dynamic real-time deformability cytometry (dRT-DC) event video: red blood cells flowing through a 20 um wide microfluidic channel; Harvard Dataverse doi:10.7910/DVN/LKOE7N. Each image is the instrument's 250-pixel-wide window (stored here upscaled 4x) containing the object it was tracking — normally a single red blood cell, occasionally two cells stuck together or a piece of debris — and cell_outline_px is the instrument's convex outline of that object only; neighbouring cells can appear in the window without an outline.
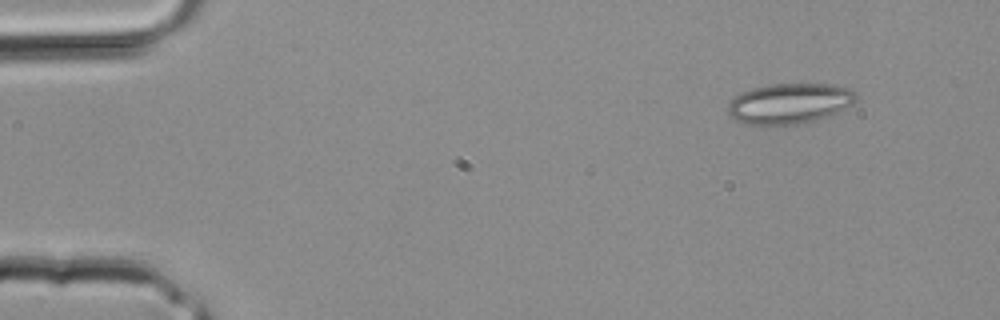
{"species": "common noctule bat (a hibernating species)", "species_latin": "Nyctalus noctula", "temperature_condition": "room temperature", "stored_images_in_passage": 3, "camera_frame_rate_fps": 3000, "um_per_image_px": 0.085, "animal": {"sex": "male", "body_mass_g": 20.4}, "frame": {"image": 1, "passage_image": 1, "time_ms": 0.0, "image_size_px": [1000, 320], "cell_outline_px": [[856, 100], [852, 104], [836, 112], [804, 124], [744, 124], [728, 116], [728, 104], [740, 92], [752, 88], [768, 84], [832, 84], [852, 88], [856, 92]], "centroid_in_image_um": [67.1, 8.78], "position_along_channel_um": 17.9, "area_um2": 30.23}}